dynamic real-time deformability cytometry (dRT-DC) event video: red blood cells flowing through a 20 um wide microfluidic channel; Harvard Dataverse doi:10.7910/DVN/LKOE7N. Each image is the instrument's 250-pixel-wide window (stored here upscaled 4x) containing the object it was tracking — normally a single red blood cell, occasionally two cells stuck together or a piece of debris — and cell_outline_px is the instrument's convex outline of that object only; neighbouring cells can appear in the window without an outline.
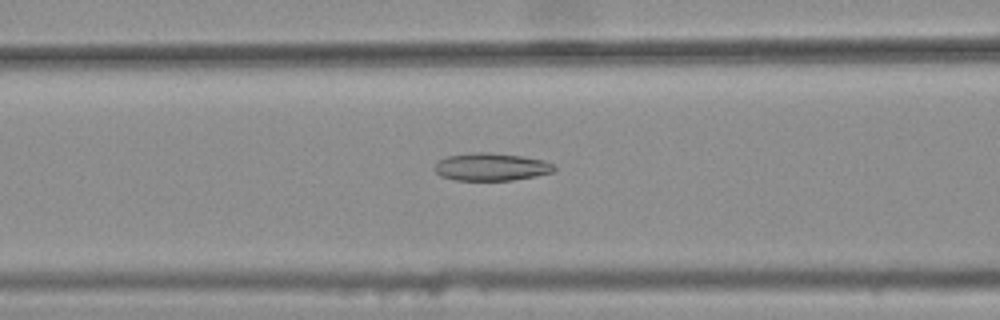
{"species": "common noctule bat (a hibernating species)", "species_latin": "Nyctalus noctula", "temperature_condition": "warm", "stored_images_in_passage": 46, "camera_frame_rate_fps": 3000, "um_per_image_px": 0.085, "animal": {"sex": "female", "body_mass_g": 25.1}, "frame": {"image": 1, "passage_image": 21, "time_ms": 6.667, "image_size_px": [1000, 320], "cell_outline_px": [[556, 168], [552, 172], [536, 176], [512, 180], [456, 180], [440, 176], [432, 168], [440, 160], [448, 156], [472, 152], [492, 152], [524, 156], [544, 160], [556, 164]], "centroid_in_image_um": [41.78, 14.17], "position_along_channel_um": 124.8, "area_um2": 19.48}}
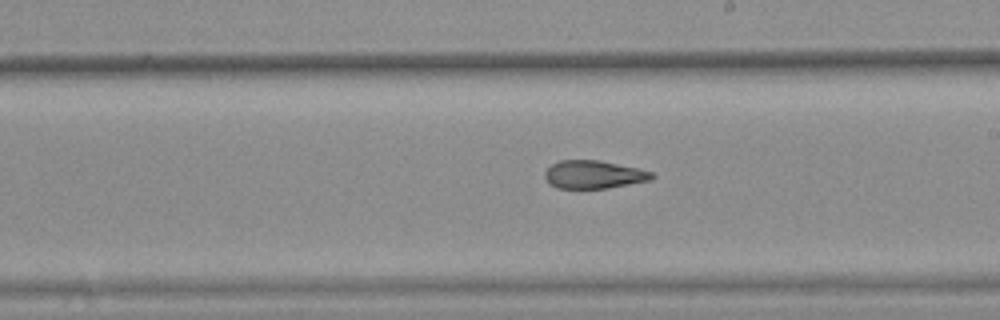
{"frame": {"image": 2, "passage_image": 30, "time_ms": 9.667, "image_size_px": [1000, 320], "cell_outline_px": [[656, 176], [652, 180], [608, 188], [556, 188], [548, 184], [544, 176], [544, 172], [552, 164], [560, 160], [600, 160], [636, 168], [652, 172]], "centroid_in_image_um": [50.45, 14.84], "position_along_channel_um": 238.5, "area_um2": 17.57}}
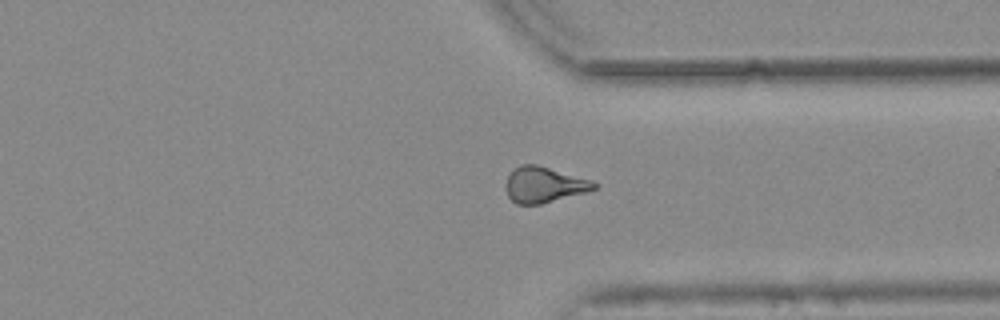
{"frame": {"image": 3, "passage_image": 40, "time_ms": 13.0, "image_size_px": [1000, 320], "cell_outline_px": [[600, 184], [596, 188], [584, 192], [540, 204], [516, 204], [508, 196], [504, 188], [504, 184], [508, 176], [520, 164], [536, 164], [592, 180]], "centroid_in_image_um": [46.22, 15.7], "position_along_channel_um": 365.2, "area_um2": 18.26}, "authors_computed_cell_mechanics": {"area_um2": 18.7561, "velocity_mm_per_s": 3.7983, "shape_relaxation_time_tau1_ms": null, "shape_relaxation_time_tau2_ms": 3.0093, "deformation_change_tau1": null, "deformation_change_tau2": 0.1209}}